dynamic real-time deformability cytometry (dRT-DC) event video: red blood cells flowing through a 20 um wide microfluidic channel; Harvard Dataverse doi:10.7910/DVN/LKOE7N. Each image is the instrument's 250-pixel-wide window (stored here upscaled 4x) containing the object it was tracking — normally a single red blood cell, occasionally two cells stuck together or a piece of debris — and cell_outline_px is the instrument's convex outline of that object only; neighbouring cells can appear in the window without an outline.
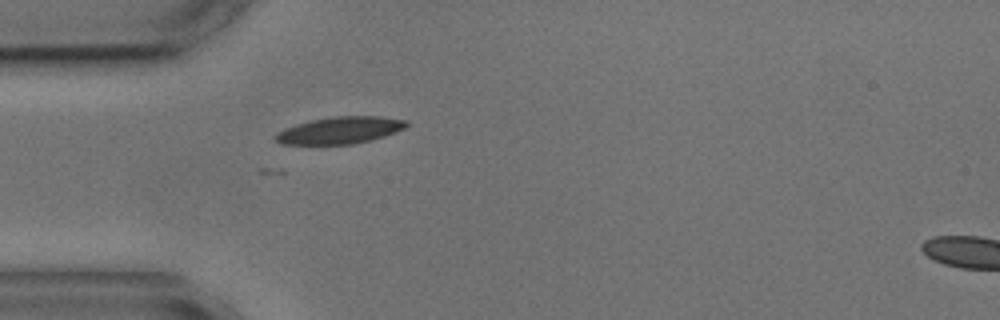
{"species": "common noctule bat (a hibernating species)", "species_latin": "Nyctalus noctula", "temperature_condition": "cold", "stored_images_in_passage": 2, "segment_of_instrument_passage": [1, 2], "camera_frame_rate_fps": 3000, "um_per_image_px": 0.085, "animal": {"sex": "male", "body_mass_g": 17.9, "forearm_length_mm": 54.2}, "frame": {"image": 1, "passage_image": 1, "time_ms": 0.0, "image_size_px": [1000, 320], "cell_outline_px": [[408, 124], [404, 128], [396, 132], [372, 140], [352, 144], [280, 144], [272, 136], [276, 132], [284, 128], [296, 124], [312, 120], [332, 116], [380, 116], [408, 120]], "centroid_in_image_um": [28.88, 11.07], "position_along_channel_um": 56.1, "area_um2": 20.69}}